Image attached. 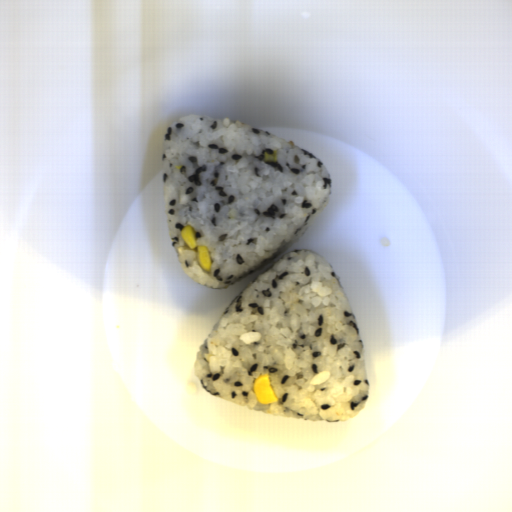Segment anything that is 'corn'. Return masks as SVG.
<instances>
[{
  "mask_svg": "<svg viewBox=\"0 0 512 512\" xmlns=\"http://www.w3.org/2000/svg\"><path fill=\"white\" fill-rule=\"evenodd\" d=\"M253 390L256 402L263 404L279 402L267 372L254 380Z\"/></svg>",
  "mask_w": 512,
  "mask_h": 512,
  "instance_id": "1",
  "label": "corn"
},
{
  "mask_svg": "<svg viewBox=\"0 0 512 512\" xmlns=\"http://www.w3.org/2000/svg\"><path fill=\"white\" fill-rule=\"evenodd\" d=\"M197 261H198L199 266L205 272L210 273V270H211L210 252H209V248L206 245L198 246Z\"/></svg>",
  "mask_w": 512,
  "mask_h": 512,
  "instance_id": "2",
  "label": "corn"
},
{
  "mask_svg": "<svg viewBox=\"0 0 512 512\" xmlns=\"http://www.w3.org/2000/svg\"><path fill=\"white\" fill-rule=\"evenodd\" d=\"M180 235L191 250H194L196 248V246H197L196 235H195V231L192 229L191 225L185 226L182 229Z\"/></svg>",
  "mask_w": 512,
  "mask_h": 512,
  "instance_id": "3",
  "label": "corn"
},
{
  "mask_svg": "<svg viewBox=\"0 0 512 512\" xmlns=\"http://www.w3.org/2000/svg\"><path fill=\"white\" fill-rule=\"evenodd\" d=\"M263 158H264L265 163L266 162H277V160H278V151L275 150L273 154H269L267 152H264Z\"/></svg>",
  "mask_w": 512,
  "mask_h": 512,
  "instance_id": "4",
  "label": "corn"
}]
</instances>
